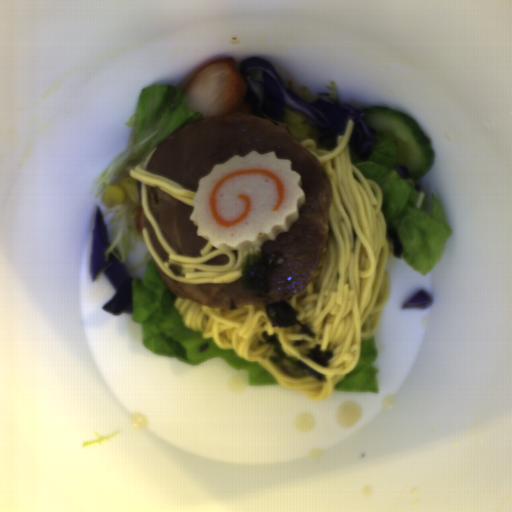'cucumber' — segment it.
I'll return each instance as SVG.
<instances>
[{
  "label": "cucumber",
  "mask_w": 512,
  "mask_h": 512,
  "mask_svg": "<svg viewBox=\"0 0 512 512\" xmlns=\"http://www.w3.org/2000/svg\"><path fill=\"white\" fill-rule=\"evenodd\" d=\"M368 128L381 132L396 142L395 165L405 166L408 177L419 180L432 168L436 151L419 125L404 112L388 106H373L362 109Z\"/></svg>",
  "instance_id": "cucumber-1"
}]
</instances>
